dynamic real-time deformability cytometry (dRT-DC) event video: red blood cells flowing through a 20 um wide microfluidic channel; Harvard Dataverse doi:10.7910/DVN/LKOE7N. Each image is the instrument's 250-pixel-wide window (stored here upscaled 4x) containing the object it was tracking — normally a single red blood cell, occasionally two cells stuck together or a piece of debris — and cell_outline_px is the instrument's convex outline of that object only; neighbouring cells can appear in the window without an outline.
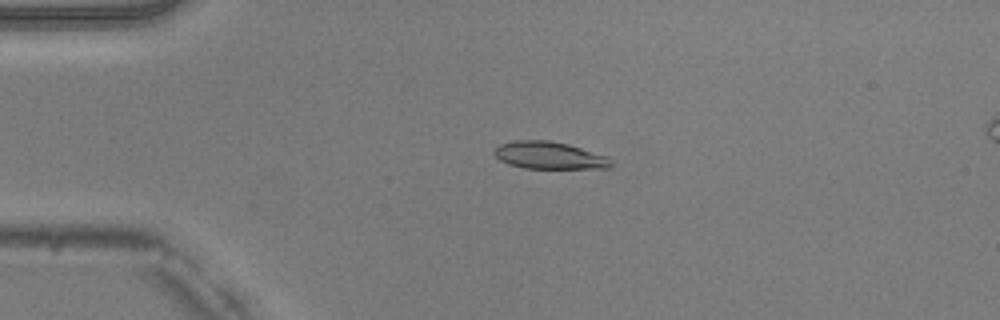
{"species": "common noctule bat (a hibernating species)", "species_latin": "Nyctalus noctula", "temperature_condition": "warm", "stored_images_in_passage": 51, "camera_frame_rate_fps": 3000, "um_per_image_px": 0.085, "animal": {"sex": "male", "body_mass_g": 20.5, "forearm_length_mm": 52.5}, "frame": {"image": 1, "passage_image": 12, "time_ms": 3.667, "image_size_px": [1000, 320], "cell_outline_px": [[612, 164], [608, 168], [524, 168], [508, 164], [500, 160], [492, 152], [500, 144], [516, 140], [548, 140], [568, 144], [608, 156]], "centroid_in_image_um": [46.67, 13.2], "position_along_channel_um": 38.3, "area_um2": 18.5}}
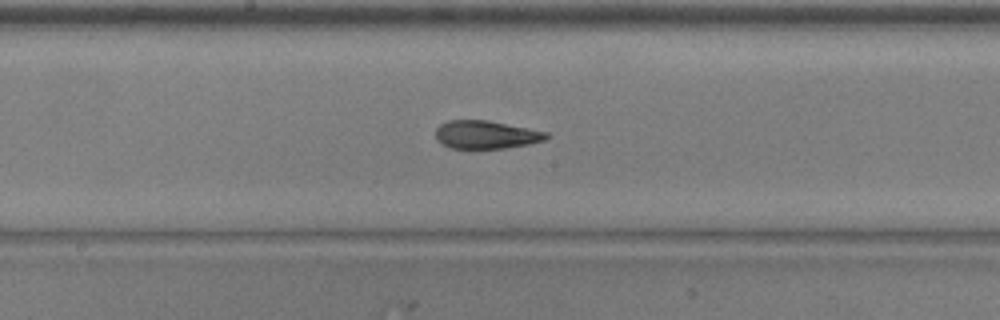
{"frame": {"image": 2, "passage_image": 27, "time_ms": 8.667, "image_size_px": [1000, 320], "cell_outline_px": [[548, 136], [544, 140], [528, 144], [504, 148], [448, 148], [436, 140], [436, 128], [440, 124], [448, 120], [488, 120], [548, 132]], "centroid_in_image_um": [41.27, 11.44], "position_along_channel_um": 206.9, "area_um2": 18.09}}
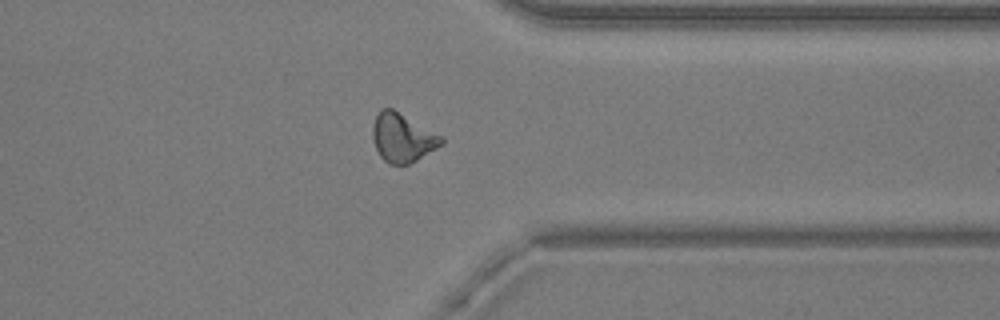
{"frame": {"image": 3, "passage_image": 40, "time_ms": 13.0, "image_size_px": [1000, 320], "cell_outline_px": [[444, 144], [416, 160], [408, 164], [388, 164], [380, 156], [372, 140], [372, 128], [376, 116], [384, 108], [392, 108], [444, 136]], "centroid_in_image_um": [34.23, 11.71], "position_along_channel_um": 377.2, "area_um2": 19.54}, "authors_computed_cell_mechanics": {"area_um2": 18.785, "velocity_mm_per_s": 4.0292, "shape_relaxation_time_tau1_ms": null, "shape_relaxation_time_tau2_ms": 1.8745, "deformation_change_tau1": null, "deformation_change_tau2": 0.0844}}